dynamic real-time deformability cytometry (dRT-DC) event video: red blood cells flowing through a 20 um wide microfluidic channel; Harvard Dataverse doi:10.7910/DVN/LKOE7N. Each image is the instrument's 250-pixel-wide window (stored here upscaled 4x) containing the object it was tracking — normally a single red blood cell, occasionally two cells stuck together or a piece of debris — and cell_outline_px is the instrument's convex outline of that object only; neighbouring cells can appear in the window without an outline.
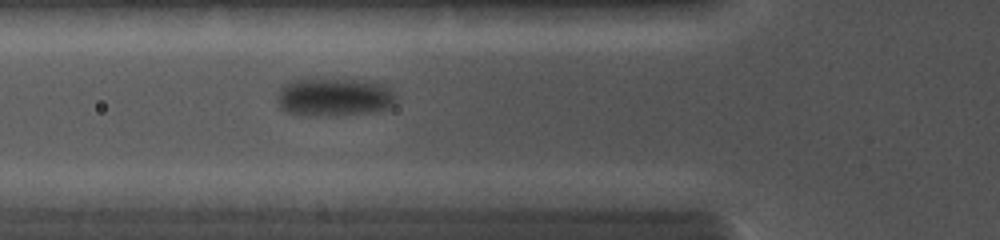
{"species": "common noctule bat (a hibernating species)", "species_latin": "Nyctalus noctula", "temperature_condition": "cold", "stored_images_in_passage": 39, "camera_frame_rate_fps": 5000, "um_per_image_px": 0.085, "animal": {"sex": "female", "body_mass_g": 19.0, "forearm_length_mm": 56.7}, "frame": {"image": 1, "passage_image": 12, "time_ms": 5.2, "image_size_px": [1000, 240], "cell_outline_px": [[396, 104], [388, 108], [376, 112], [344, 116], [304, 116], [284, 112], [280, 108], [276, 100], [276, 96], [280, 84], [288, 80], [304, 76], [348, 76], [376, 80], [388, 84], [392, 88], [396, 96]], "centroid_in_image_um": [28.4, 8.17], "position_along_channel_um": 97.4, "area_um2": 29.65}}
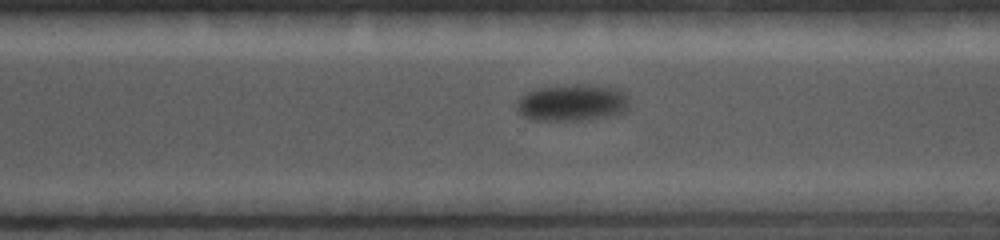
{"frame": {"image": 2, "passage_image": 23, "time_ms": 10.6, "image_size_px": [1000, 240], "cell_outline_px": [[628, 108], [624, 112], [608, 116], [588, 120], [532, 120], [524, 116], [516, 108], [516, 104], [528, 92], [536, 88], [576, 84], [588, 84], [616, 88], [624, 92], [628, 96]], "centroid_in_image_um": [48.68, 8.73], "position_along_channel_um": 321.9, "area_um2": 24.1}}
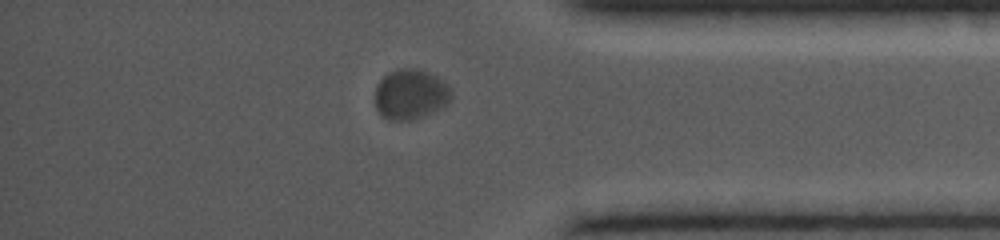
{"frame": {"image": 3, "passage_image": 30, "time_ms": 12.6, "image_size_px": [1000, 240], "cell_outline_px": [[452, 100], [444, 108], [412, 120], [388, 120], [376, 108], [376, 84], [388, 72], [400, 68], [420, 68], [444, 80], [448, 84], [452, 92]], "centroid_in_image_um": [34.95, 8.0], "position_along_channel_um": 400.3, "area_um2": 22.66}}